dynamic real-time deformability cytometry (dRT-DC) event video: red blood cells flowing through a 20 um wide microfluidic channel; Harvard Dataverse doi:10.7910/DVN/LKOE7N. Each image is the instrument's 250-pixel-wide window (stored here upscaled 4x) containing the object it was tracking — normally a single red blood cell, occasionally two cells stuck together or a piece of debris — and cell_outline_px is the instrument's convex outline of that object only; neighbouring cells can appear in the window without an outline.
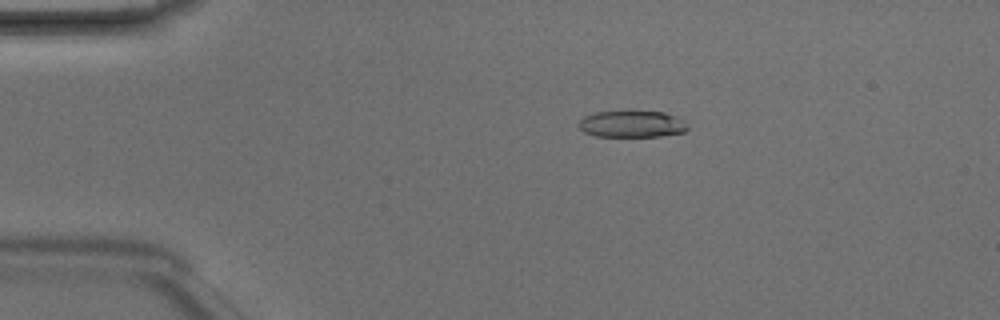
{"species": "Egyptian fruit bat (a non-hibernating species)", "species_latin": "Rousettus aegyptiacus", "temperature_condition": "room temperature", "stored_images_in_passage": 4, "camera_frame_rate_fps": 3000, "um_per_image_px": 0.085, "animal": {"sex": "male"}, "frame": {"image": 1, "passage_image": 2, "time_ms": 0.333, "image_size_px": [1000, 320], "cell_outline_px": [[688, 128], [684, 132], [660, 136], [596, 136], [584, 132], [580, 128], [580, 120], [584, 116], [596, 112], [628, 108], [664, 112], [676, 116], [684, 120]], "centroid_in_image_um": [53.72, 10.49], "position_along_channel_um": 31.3, "area_um2": 17.63}}
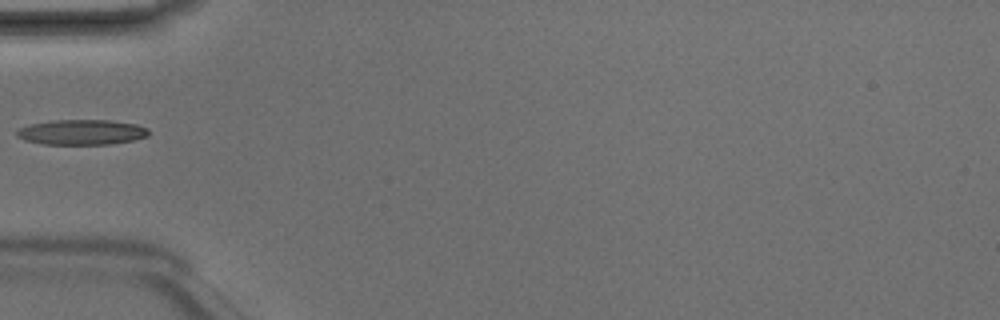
{"frame": {"image": 2, "passage_image": 4, "time_ms": 1.0, "image_size_px": [1000, 320], "cell_outline_px": [[148, 136], [132, 140], [108, 144], [44, 144], [24, 140], [16, 136], [16, 132], [20, 128], [28, 124], [52, 120], [108, 120], [136, 124], [148, 128]], "centroid_in_image_um": [6.91, 11.23], "position_along_channel_um": 78.1, "area_um2": 19.31}}